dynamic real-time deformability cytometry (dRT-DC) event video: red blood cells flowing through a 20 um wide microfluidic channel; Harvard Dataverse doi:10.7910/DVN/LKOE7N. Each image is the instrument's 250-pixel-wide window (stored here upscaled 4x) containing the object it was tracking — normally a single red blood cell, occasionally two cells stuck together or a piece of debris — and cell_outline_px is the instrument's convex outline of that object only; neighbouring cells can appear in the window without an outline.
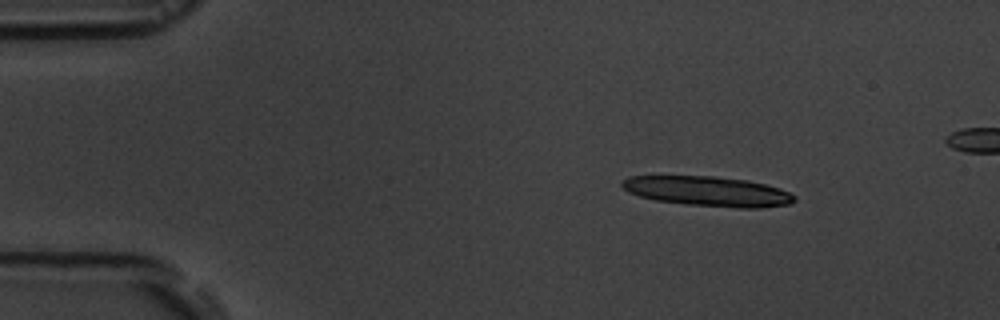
{"species": "common noctule bat (a hibernating species)", "species_latin": "Nyctalus noctula", "temperature_condition": "room temperature", "stored_images_in_passage": 1, "camera_frame_rate_fps": 3000, "um_per_image_px": 0.085, "animal": {"sex": "male", "body_mass_g": 19.5, "forearm_length_mm": 54.6}, "frame": {"image": 1, "passage_image": 1, "time_ms": 0.0, "image_size_px": [1000, 320], "cell_outline_px": [[796, 200], [792, 204], [760, 208], [736, 208], [688, 204], [656, 200], [640, 196], [628, 192], [620, 184], [628, 176], [712, 176], [744, 180], [764, 184], [780, 188], [796, 196]], "centroid_in_image_um": [60.2, 16.27], "position_along_channel_um": 24.8, "area_um2": 29.88}}